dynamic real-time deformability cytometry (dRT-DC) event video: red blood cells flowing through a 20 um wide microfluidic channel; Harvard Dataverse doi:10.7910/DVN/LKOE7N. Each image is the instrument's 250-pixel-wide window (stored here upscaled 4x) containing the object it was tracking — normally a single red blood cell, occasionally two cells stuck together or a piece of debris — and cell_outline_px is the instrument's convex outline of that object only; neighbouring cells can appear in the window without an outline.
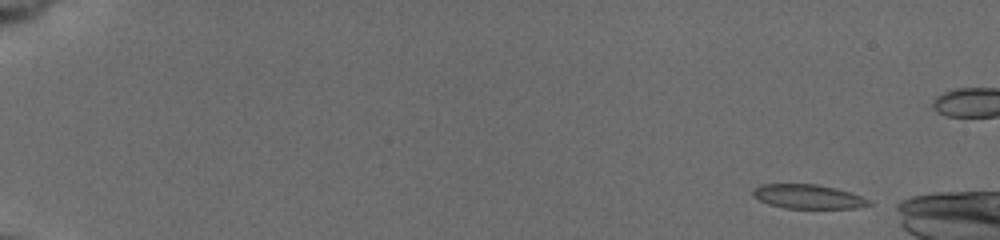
{"species": "common noctule bat (a hibernating species)", "species_latin": "Nyctalus noctula", "temperature_condition": "cold", "stored_images_in_passage": 8, "camera_frame_rate_fps": 3000, "um_per_image_px": 0.085, "animal": {"sex": "female", "body_mass_g": 19.5, "forearm_length_mm": 54.1}, "frame": {"image": 1, "passage_image": 1, "time_ms": 0.0, "image_size_px": [1000, 240], "cell_outline_px": [[872, 204], [856, 208], [784, 208], [768, 204], [752, 196], [752, 188], [760, 184], [816, 184], [836, 188], [860, 196], [868, 200]], "centroid_in_image_um": [68.61, 16.7], "position_along_channel_um": 16.4, "area_um2": 16.3}}
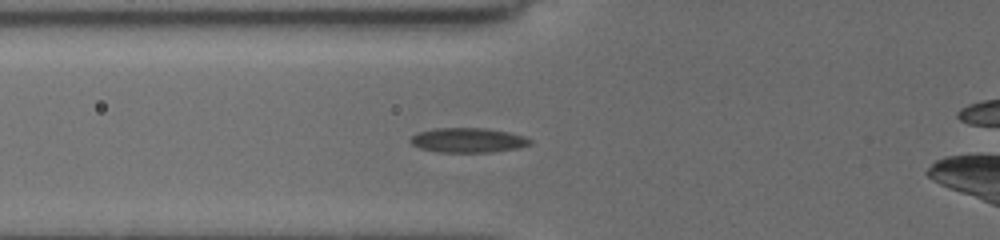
{"frame": {"image": 2, "passage_image": 8, "time_ms": 6.0, "image_size_px": [1000, 240], "cell_outline_px": [[532, 144], [516, 148], [492, 152], [436, 152], [420, 148], [412, 144], [408, 140], [416, 132], [436, 128], [484, 128], [508, 132], [524, 136], [532, 140]], "centroid_in_image_um": [39.75, 11.92], "position_along_channel_um": 86.0, "area_um2": 17.22}}